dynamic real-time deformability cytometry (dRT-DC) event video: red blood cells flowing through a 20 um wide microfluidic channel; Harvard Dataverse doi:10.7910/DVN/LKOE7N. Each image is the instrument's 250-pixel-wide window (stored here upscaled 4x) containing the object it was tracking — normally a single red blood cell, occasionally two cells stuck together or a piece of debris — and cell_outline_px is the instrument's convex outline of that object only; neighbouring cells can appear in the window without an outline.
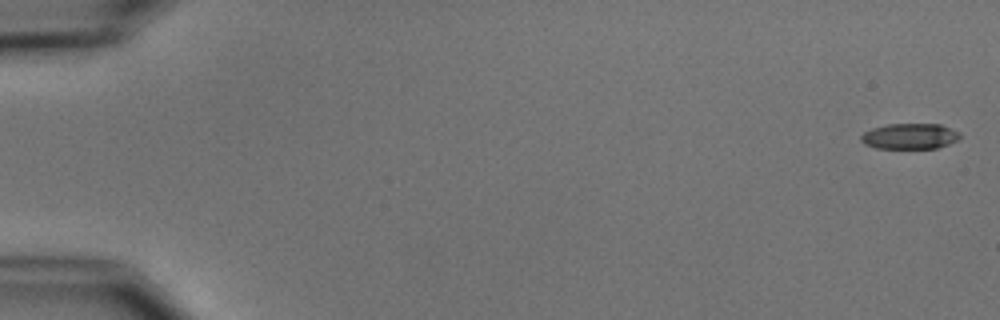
{"species": "common noctule bat (a hibernating species)", "species_latin": "Nyctalus noctula", "temperature_condition": "cold", "stored_images_in_passage": 7, "camera_frame_rate_fps": 3000, "um_per_image_px": 0.085, "animal": {"sex": "male", "body_mass_g": 15.6}, "frame": {"image": 1, "passage_image": 1, "time_ms": 0.0, "image_size_px": [1000, 320], "cell_outline_px": [[960, 136], [956, 140], [948, 144], [936, 148], [876, 148], [864, 144], [860, 140], [860, 136], [864, 132], [872, 128], [888, 124], [940, 124], [960, 132]], "centroid_in_image_um": [77.31, 11.58], "position_along_channel_um": 7.7, "area_um2": 14.74}}
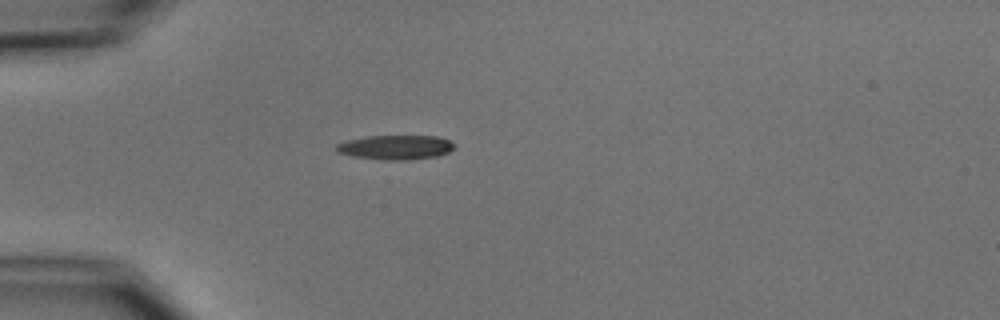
{"frame": {"image": 2, "passage_image": 5, "time_ms": 5.0, "image_size_px": [1000, 320], "cell_outline_px": [[456, 148], [448, 152], [436, 156], [408, 160], [384, 160], [352, 156], [336, 152], [336, 144], [344, 140], [364, 136], [436, 136], [448, 140], [456, 144]], "centroid_in_image_um": [33.6, 12.52], "position_along_channel_um": 51.4, "area_um2": 16.99}}